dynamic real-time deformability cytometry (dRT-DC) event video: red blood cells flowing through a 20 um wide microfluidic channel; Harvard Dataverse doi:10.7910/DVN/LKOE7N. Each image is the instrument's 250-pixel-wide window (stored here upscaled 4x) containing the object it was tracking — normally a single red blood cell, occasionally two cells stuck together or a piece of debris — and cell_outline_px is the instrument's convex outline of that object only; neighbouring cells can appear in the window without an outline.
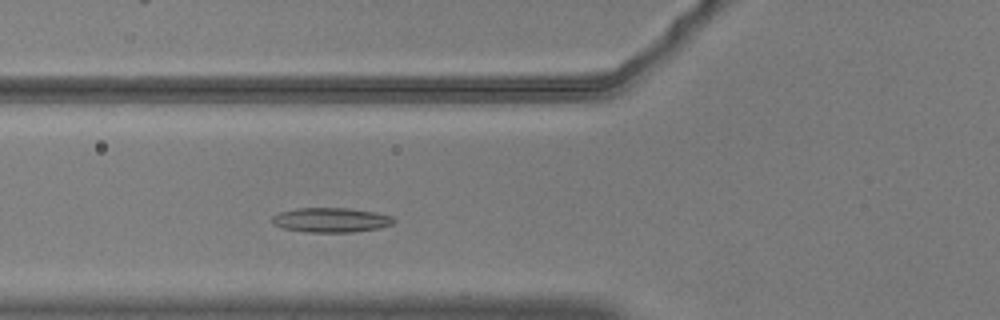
{"species": "common noctule bat (a hibernating species)", "species_latin": "Nyctalus noctula", "temperature_condition": "warm", "stored_images_in_passage": 44, "camera_frame_rate_fps": 3000, "um_per_image_px": 0.085, "animal": {"sex": "male", "body_mass_g": 20.5, "forearm_length_mm": 52.5}, "frame": {"image": 1, "passage_image": 9, "time_ms": 2.667, "image_size_px": [1000, 320], "cell_outline_px": [[396, 224], [380, 228], [352, 232], [308, 232], [284, 228], [272, 224], [272, 216], [280, 212], [296, 208], [348, 208], [376, 212], [392, 216], [396, 220]], "centroid_in_image_um": [28.18, 18.7], "position_along_channel_um": 97.6, "area_um2": 17.57}}
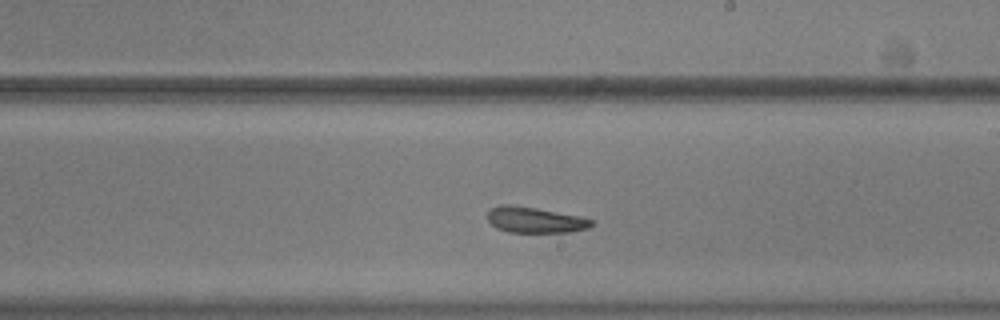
{"frame": {"image": 2, "passage_image": 21, "time_ms": 6.667, "image_size_px": [1000, 320], "cell_outline_px": [[592, 224], [588, 228], [572, 232], [508, 232], [496, 228], [488, 220], [488, 212], [492, 208], [500, 204], [508, 204], [536, 208], [580, 216], [592, 220]], "centroid_in_image_um": [45.46, 18.69], "position_along_channel_um": 243.5, "area_um2": 15.55}}
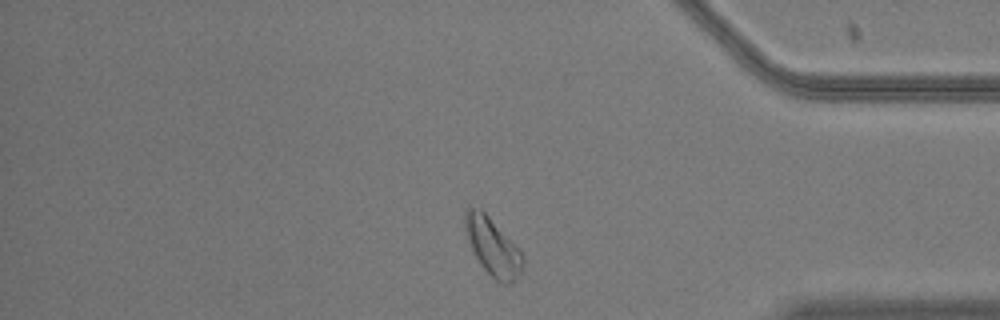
{"frame": {"image": 3, "passage_image": 35, "time_ms": 11.333, "image_size_px": [1000, 320], "cell_outline_px": [[524, 264], [516, 280], [512, 284], [504, 284], [496, 280], [480, 264], [472, 248], [464, 224], [464, 212], [468, 204], [480, 208], [488, 216], [524, 256]], "centroid_in_image_um": [41.87, 20.96], "position_along_channel_um": 393.3, "area_um2": 18.96}, "authors_computed_cell_mechanics": {"area_um2": 16.8198, "velocity_mm_per_s": 3.6331, "shape_relaxation_time_tau1_ms": 9.1398, "shape_relaxation_time_tau2_ms": 4.3236, "deformation_change_tau1": 0.1346, "deformation_change_tau2": 0.1178}}